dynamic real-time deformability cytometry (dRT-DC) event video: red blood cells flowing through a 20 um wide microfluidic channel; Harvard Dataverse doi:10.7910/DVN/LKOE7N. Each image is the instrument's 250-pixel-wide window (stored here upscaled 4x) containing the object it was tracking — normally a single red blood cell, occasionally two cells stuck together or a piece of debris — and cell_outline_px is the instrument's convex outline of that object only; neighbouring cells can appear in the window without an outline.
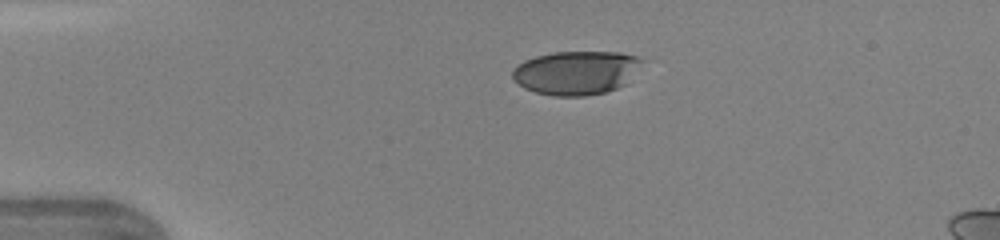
{"species": "human", "species_latin": "Homo sapiens", "temperature_condition": "warm", "stored_images_in_passage": 37, "camera_frame_rate_fps": 3000, "um_per_image_px": 0.085, "donor": {"sex": "female"}, "frame": {"image": 1, "passage_image": 1, "time_ms": 0.0, "image_size_px": [1000, 240], "cell_outline_px": [[644, 60], [624, 84], [616, 88], [604, 92], [584, 96], [552, 96], [536, 92], [524, 88], [512, 80], [512, 68], [524, 60], [536, 56], [552, 52], [620, 52], [636, 56]], "centroid_in_image_um": [48.91, 6.17], "position_along_channel_um": 36.1, "area_um2": 32.95}}
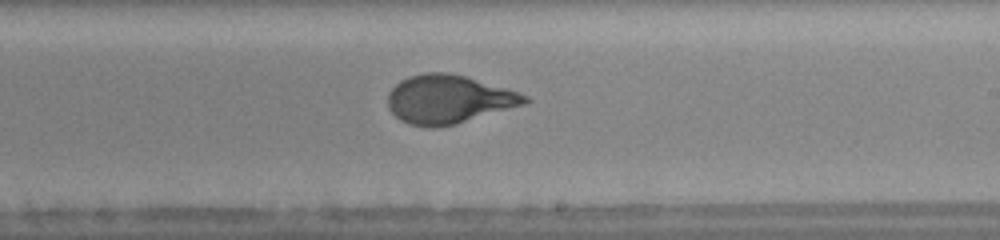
{"frame": {"image": 2, "passage_image": 19, "time_ms": 6.0, "image_size_px": [1000, 240], "cell_outline_px": [[532, 100], [524, 104], [456, 124], [432, 128], [408, 124], [400, 120], [388, 108], [388, 92], [400, 80], [408, 76], [424, 72], [448, 72], [464, 76], [504, 88], [528, 96]], "centroid_in_image_um": [38.08, 8.44], "position_along_channel_um": 250.9, "area_um2": 38.49}}
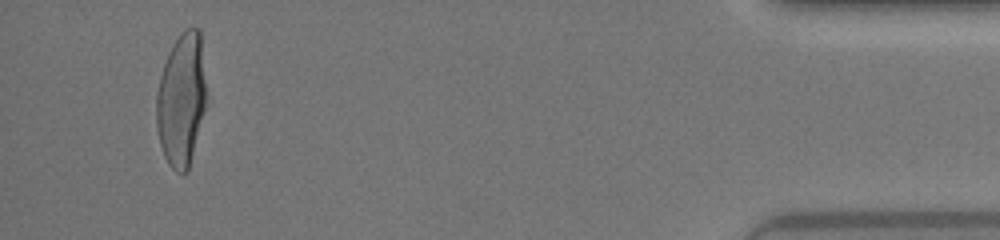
{"frame": {"image": 3, "passage_image": 35, "time_ms": 11.333, "image_size_px": [1000, 240], "cell_outline_px": [[208, 96], [188, 172], [184, 176], [176, 172], [168, 164], [164, 156], [160, 144], [156, 128], [156, 92], [160, 76], [168, 52], [172, 44], [180, 32], [188, 28], [200, 28], [208, 92]], "centroid_in_image_um": [15.44, 8.46], "position_along_channel_um": 419.8, "area_um2": 39.71}, "authors_computed_cell_mechanics": {"area_um2": 38.0902, "velocity_mm_per_s": 4.376, "shape_relaxation_time_tau1_ms": 4.3739, "shape_relaxation_time_tau2_ms": null, "deformation_change_tau1": 0.2348, "deformation_change_tau2": null}}